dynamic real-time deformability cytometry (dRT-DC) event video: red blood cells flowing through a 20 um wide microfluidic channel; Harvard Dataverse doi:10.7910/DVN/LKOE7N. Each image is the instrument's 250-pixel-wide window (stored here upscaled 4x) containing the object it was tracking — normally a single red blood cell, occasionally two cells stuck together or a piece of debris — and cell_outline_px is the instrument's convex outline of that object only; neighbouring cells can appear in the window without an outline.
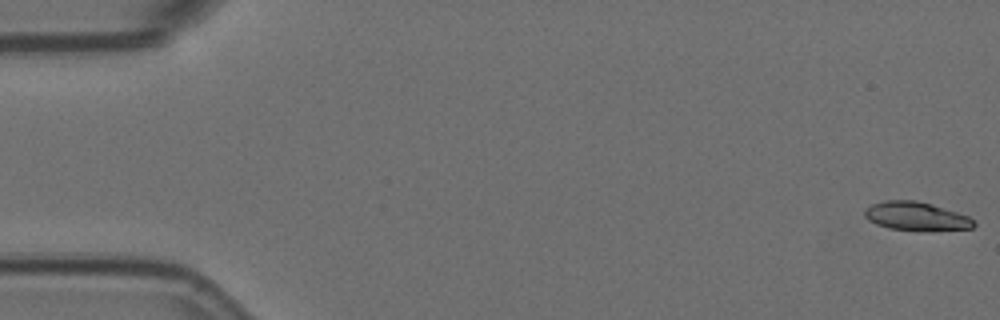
{"species": "Egyptian fruit bat (a non-hibernating species)", "species_latin": "Rousettus aegyptiacus", "temperature_condition": "room temperature", "stored_images_in_passage": 7, "camera_frame_rate_fps": 3000, "um_per_image_px": 0.085, "animal": {"sex": "female"}, "frame": {"image": 1, "passage_image": 1, "time_ms": 0.0, "image_size_px": [1000, 320], "cell_outline_px": [[976, 224], [972, 228], [888, 228], [876, 224], [868, 220], [864, 216], [864, 208], [872, 204], [884, 200], [916, 200], [932, 204], [968, 216]], "centroid_in_image_um": [77.77, 18.32], "position_along_channel_um": 7.2, "area_um2": 17.28}}